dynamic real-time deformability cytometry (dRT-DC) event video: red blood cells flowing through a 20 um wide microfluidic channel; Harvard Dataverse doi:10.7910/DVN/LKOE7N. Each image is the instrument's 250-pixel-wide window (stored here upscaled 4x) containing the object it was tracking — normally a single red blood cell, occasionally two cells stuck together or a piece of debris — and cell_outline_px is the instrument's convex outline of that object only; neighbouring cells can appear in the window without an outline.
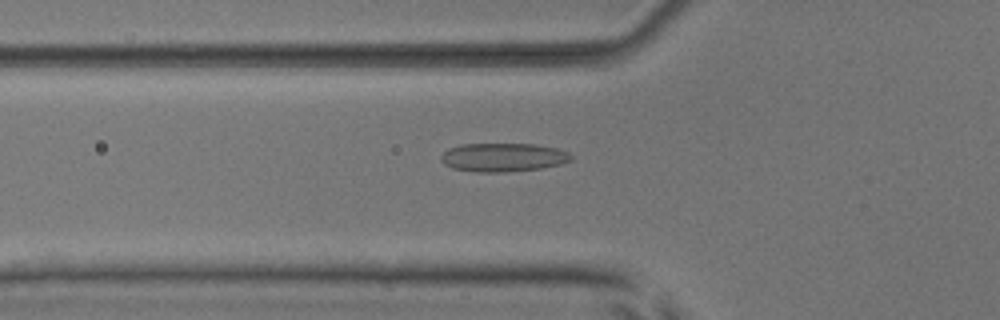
{"species": "common noctule bat (a hibernating species)", "species_latin": "Nyctalus noctula", "temperature_condition": "room temperature", "stored_images_in_passage": 53, "camera_frame_rate_fps": 3000, "um_per_image_px": 0.085, "animal": {"sex": "male", "body_mass_g": 17.9, "forearm_length_mm": 54.2}, "frame": {"image": 1, "passage_image": 19, "time_ms": 6.0, "image_size_px": [1000, 320], "cell_outline_px": [[572, 160], [560, 164], [540, 168], [504, 172], [476, 172], [452, 168], [444, 164], [440, 160], [440, 156], [448, 148], [460, 144], [536, 144], [556, 148], [568, 152], [572, 156]], "centroid_in_image_um": [42.73, 13.37], "position_along_channel_um": 83.1, "area_um2": 21.73}}
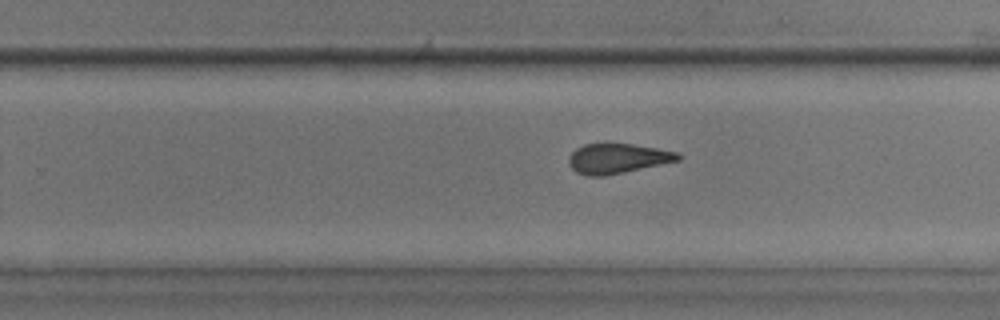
{"frame": {"image": 2, "passage_image": 34, "time_ms": 11.0, "image_size_px": [1000, 320], "cell_outline_px": [[680, 160], [624, 172], [604, 176], [588, 176], [576, 172], [568, 164], [568, 156], [576, 148], [584, 144], [604, 140], [632, 144], [680, 152]], "centroid_in_image_um": [52.43, 13.42], "position_along_channel_um": 277.4, "area_um2": 19.65}}
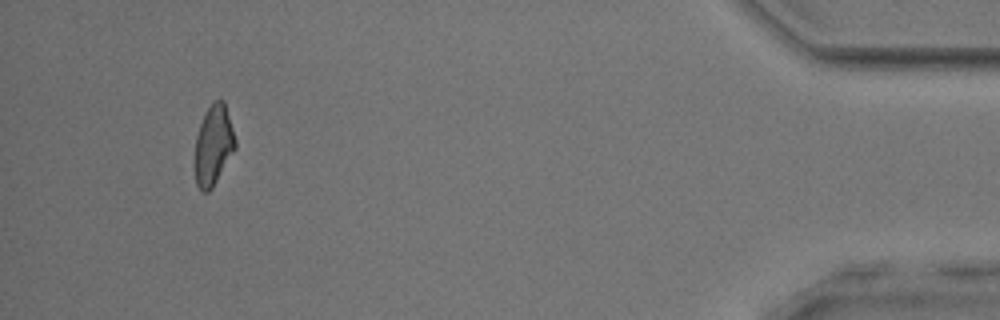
{"frame": {"image": 3, "passage_image": 50, "time_ms": 16.333, "image_size_px": [1000, 320], "cell_outline_px": [[236, 148], [212, 188], [208, 192], [204, 192], [196, 184], [196, 136], [200, 124], [208, 108], [216, 100], [224, 100], [236, 140]], "centroid_in_image_um": [18.17, 12.34], "position_along_channel_um": 417.0, "area_um2": 18.38}, "authors_computed_cell_mechanics": {"area_um2": 19.941, "velocity_mm_per_s": 3.8909, "shape_relaxation_time_tau1_ms": null, "shape_relaxation_time_tau2_ms": 2.383, "deformation_change_tau1": null, "deformation_change_tau2": 0.1036}}